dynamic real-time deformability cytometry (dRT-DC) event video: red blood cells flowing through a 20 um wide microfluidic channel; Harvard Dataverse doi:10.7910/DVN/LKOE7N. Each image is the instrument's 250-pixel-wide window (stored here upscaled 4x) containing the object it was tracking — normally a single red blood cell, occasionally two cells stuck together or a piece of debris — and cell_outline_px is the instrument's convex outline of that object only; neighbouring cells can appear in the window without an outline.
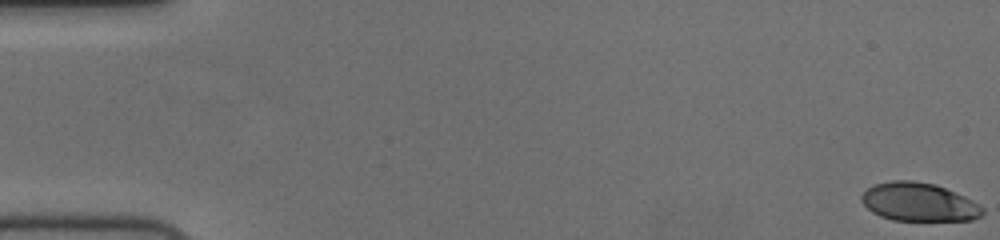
{"species": "human", "species_latin": "Homo sapiens", "temperature_condition": "cold", "stored_images_in_passage": 57, "camera_frame_rate_fps": 3000, "um_per_image_px": 0.085, "donor": {"sex": "female"}, "frame": {"image": 1, "passage_image": 1, "time_ms": 0.0, "image_size_px": [1000, 240], "cell_outline_px": [[984, 212], [980, 216], [972, 220], [892, 220], [880, 216], [872, 212], [860, 200], [860, 196], [872, 184], [892, 180], [912, 180], [936, 184], [964, 196], [972, 200], [984, 208]], "centroid_in_image_um": [78.08, 17.16], "position_along_channel_um": 6.9, "area_um2": 27.17}}
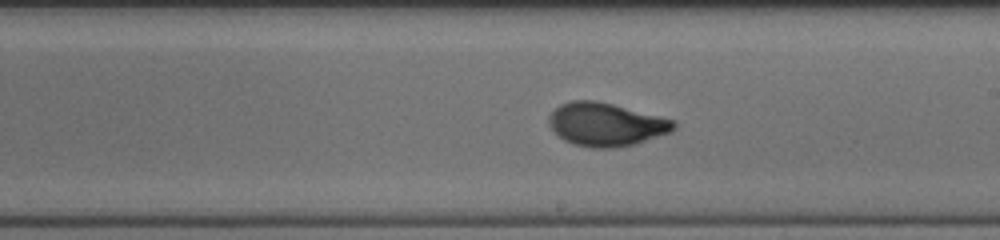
{"frame": {"image": 2, "passage_image": 33, "time_ms": 10.667, "image_size_px": [1000, 240], "cell_outline_px": [[676, 128], [672, 132], [636, 144], [616, 148], [592, 148], [572, 144], [564, 140], [548, 124], [548, 116], [560, 104], [572, 100], [596, 100], [676, 120]], "centroid_in_image_um": [51.53, 10.58], "position_along_channel_um": 237.5, "area_um2": 31.67}}
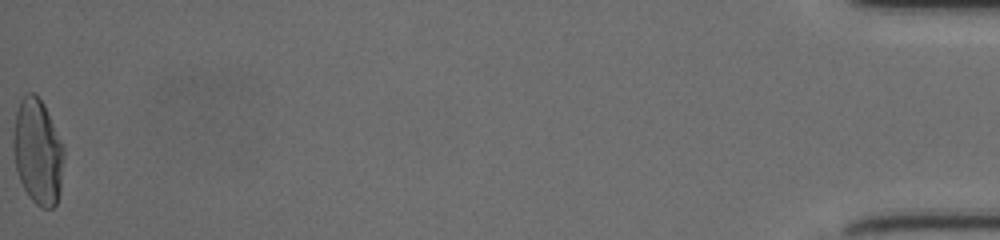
{"frame": {"image": 3, "passage_image": 57, "time_ms": 18.667, "image_size_px": [1000, 240], "cell_outline_px": [[64, 156], [60, 192], [56, 204], [52, 208], [40, 208], [28, 196], [20, 180], [16, 168], [12, 148], [12, 136], [16, 112], [20, 100], [24, 92], [32, 92], [44, 104], [64, 148]], "centroid_in_image_um": [3.19, 12.9], "position_along_channel_um": 432.0, "area_um2": 31.27}, "authors_computed_cell_mechanics": {"area_um2": 29.8826, "velocity_mm_per_s": 3.7207, "shape_relaxation_time_tau1_ms": 4.0375, "shape_relaxation_time_tau2_ms": 0.6271, "deformation_change_tau1": 0.2051, "deformation_change_tau2": 0.05}}